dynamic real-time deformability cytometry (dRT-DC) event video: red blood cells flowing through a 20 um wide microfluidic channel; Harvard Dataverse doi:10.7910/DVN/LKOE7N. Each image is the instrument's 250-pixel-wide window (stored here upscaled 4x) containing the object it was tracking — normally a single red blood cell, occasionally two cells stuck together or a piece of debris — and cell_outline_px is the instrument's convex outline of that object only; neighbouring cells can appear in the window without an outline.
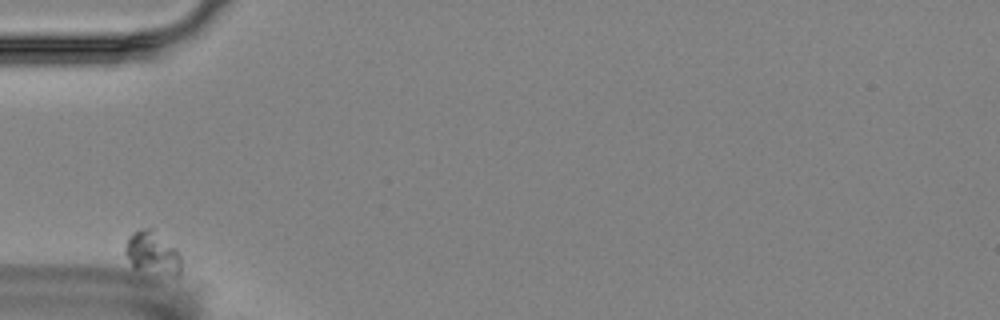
{"species": "Egyptian fruit bat (a non-hibernating species)", "species_latin": "Rousettus aegyptiacus", "temperature_condition": "room temperature", "stored_images_in_passage": 7, "camera_frame_rate_fps": 3000, "um_per_image_px": 0.085, "animal": {"sex": "female"}, "frame": {"image": 1, "passage_image": 1, "time_ms": 0.0, "image_size_px": [1000, 320], "cell_outline_px": [[180, 276], [172, 276], [136, 268], [132, 264], [124, 252], [124, 248], [128, 236], [132, 232], [140, 228], [152, 228], [176, 248], [180, 256]], "centroid_in_image_um": [12.95, 21.47], "position_along_channel_um": 72.0, "area_um2": 13.93}}
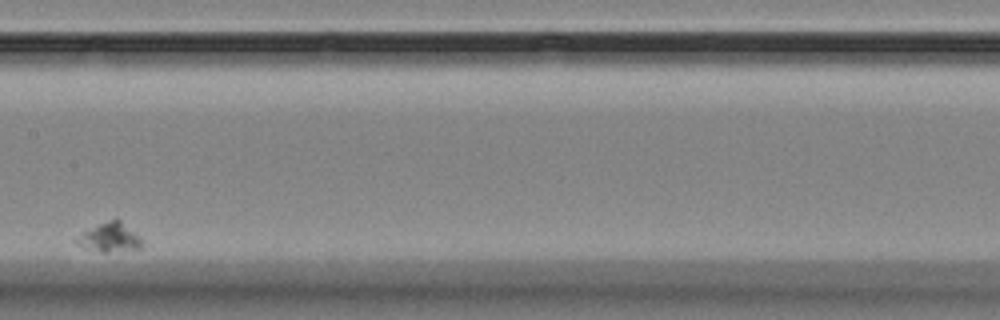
{"frame": {"image": 2, "passage_image": 6, "time_ms": 5.667, "image_size_px": [1000, 320], "cell_outline_px": [[144, 244], [140, 248], [108, 252], [100, 252], [84, 248], [76, 244], [72, 240], [76, 236], [116, 216], [140, 236], [144, 240]], "centroid_in_image_um": [9.33, 20.18], "position_along_channel_um": 198.1, "area_um2": 11.33}}